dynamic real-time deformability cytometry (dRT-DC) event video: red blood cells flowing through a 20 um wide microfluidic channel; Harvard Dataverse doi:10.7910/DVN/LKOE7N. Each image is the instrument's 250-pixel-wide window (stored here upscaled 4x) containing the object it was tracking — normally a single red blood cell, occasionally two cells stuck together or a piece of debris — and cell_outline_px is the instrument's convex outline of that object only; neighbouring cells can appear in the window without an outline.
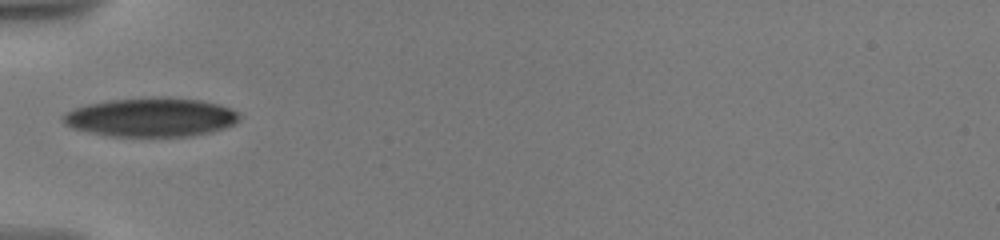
{"species": "human", "species_latin": "Homo sapiens", "temperature_condition": "warm", "stored_images_in_passage": 2, "camera_frame_rate_fps": 3000, "um_per_image_px": 0.085, "donor": {"sex": "male"}, "frame": {"image": 1, "passage_image": 1, "time_ms": 0.0, "image_size_px": [1000, 240], "cell_outline_px": [[240, 120], [236, 124], [212, 132], [192, 136], [112, 136], [88, 132], [72, 128], [64, 124], [60, 120], [60, 116], [64, 112], [88, 104], [108, 100], [152, 96], [168, 96], [200, 100], [220, 104], [236, 112], [240, 116]], "centroid_in_image_um": [12.82, 9.95], "position_along_channel_um": 72.2, "area_um2": 40.58}}